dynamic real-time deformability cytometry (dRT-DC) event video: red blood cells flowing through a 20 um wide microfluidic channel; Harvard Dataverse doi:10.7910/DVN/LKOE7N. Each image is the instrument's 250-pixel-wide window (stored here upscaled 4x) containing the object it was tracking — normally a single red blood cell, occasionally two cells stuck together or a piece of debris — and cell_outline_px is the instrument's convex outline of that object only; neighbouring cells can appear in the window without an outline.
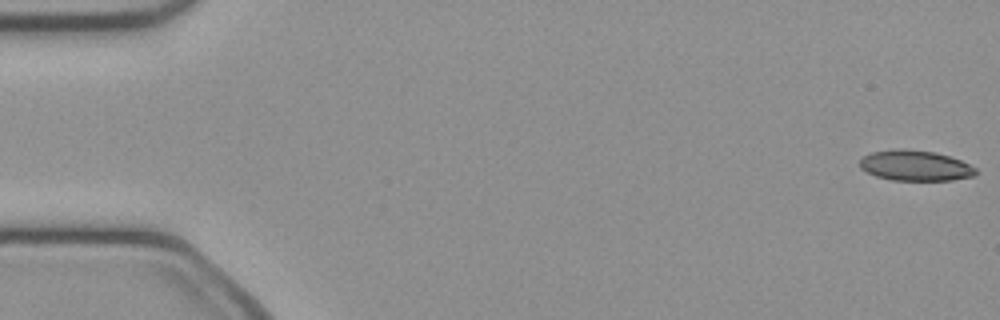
{"species": "common noctule bat (a hibernating species)", "species_latin": "Nyctalus noctula", "temperature_condition": "cold", "stored_images_in_passage": 50, "camera_frame_rate_fps": 3000, "um_per_image_px": 0.085, "animal": {"sex": "female", "body_mass_g": 21.9}, "frame": {"image": 1, "passage_image": 1, "time_ms": 0.0, "image_size_px": [1000, 320], "cell_outline_px": [[976, 176], [952, 180], [888, 180], [876, 176], [860, 168], [860, 160], [864, 156], [872, 152], [892, 148], [904, 148], [936, 152], [960, 160], [976, 168]], "centroid_in_image_um": [77.79, 14.07], "position_along_channel_um": 7.2, "area_um2": 20.75}}
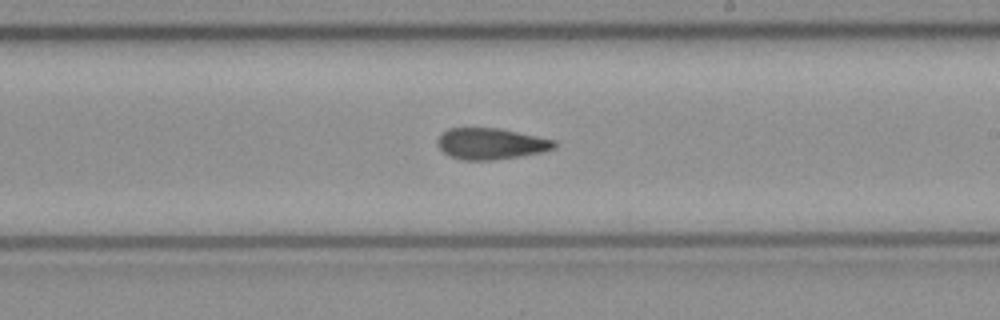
{"frame": {"image": 2, "passage_image": 29, "time_ms": 9.333, "image_size_px": [1000, 320], "cell_outline_px": [[556, 148], [540, 152], [520, 156], [492, 160], [460, 160], [448, 156], [436, 144], [436, 140], [440, 132], [448, 128], [500, 128], [556, 140]], "centroid_in_image_um": [41.68, 12.21], "position_along_channel_um": 247.3, "area_um2": 21.5}}
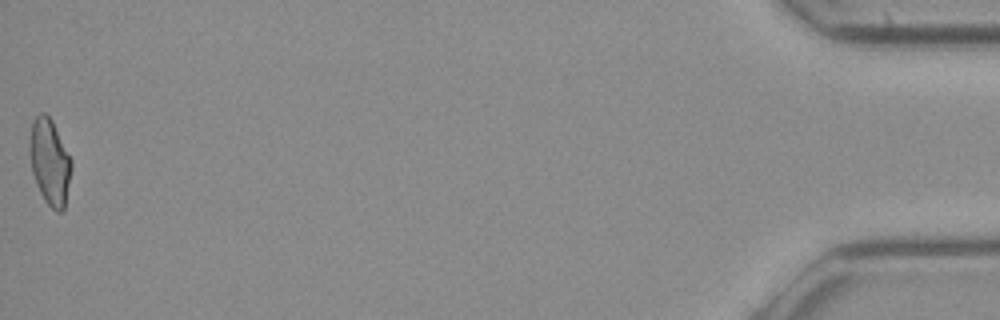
{"frame": {"image": 3, "passage_image": 50, "time_ms": 16.333, "image_size_px": [1000, 320], "cell_outline_px": [[72, 168], [64, 208], [60, 212], [56, 212], [44, 200], [36, 184], [32, 172], [28, 148], [28, 144], [32, 120], [40, 112], [44, 112], [52, 120], [72, 160]], "centroid_in_image_um": [4.21, 13.74], "position_along_channel_um": 431.0, "area_um2": 21.1}, "authors_computed_cell_mechanics": {"area_um2": 21.5305, "velocity_mm_per_s": 4.1157, "shape_relaxation_time_tau1_ms": null, "shape_relaxation_time_tau2_ms": 4.0097, "deformation_change_tau1": null, "deformation_change_tau2": 0.1056}}